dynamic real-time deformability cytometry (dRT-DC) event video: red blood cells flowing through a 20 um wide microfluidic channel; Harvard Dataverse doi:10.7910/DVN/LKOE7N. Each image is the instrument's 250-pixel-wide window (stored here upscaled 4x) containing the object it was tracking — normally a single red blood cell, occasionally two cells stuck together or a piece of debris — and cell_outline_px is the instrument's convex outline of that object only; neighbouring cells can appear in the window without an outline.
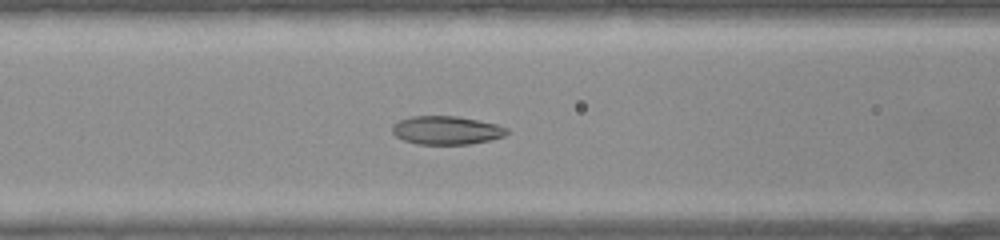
{"species": "common noctule bat (a hibernating species)", "species_latin": "Nyctalus noctula", "temperature_condition": "warm", "stored_images_in_passage": 32, "camera_frame_rate_fps": 3000, "um_per_image_px": 0.085, "animal": {"sex": "female", "body_mass_g": 22.0, "forearm_length_mm": 56.7}, "frame": {"image": 1, "passage_image": 8, "time_ms": 2.333, "image_size_px": [1000, 240], "cell_outline_px": [[508, 132], [504, 136], [472, 144], [416, 144], [404, 140], [396, 136], [392, 132], [392, 124], [400, 120], [412, 116], [456, 116], [496, 124], [508, 128]], "centroid_in_image_um": [37.93, 11.07], "position_along_channel_um": 128.7, "area_um2": 18.9}}
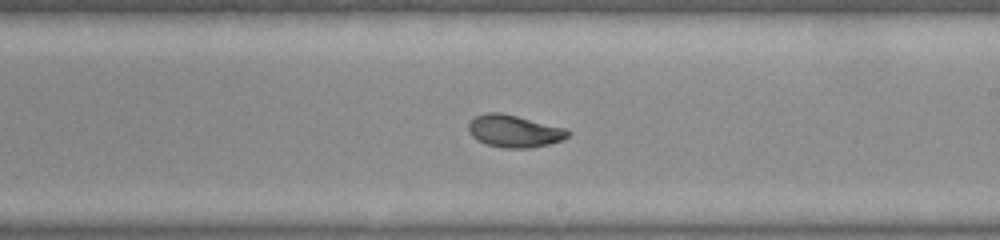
{"frame": {"image": 2, "passage_image": 15, "time_ms": 4.667, "image_size_px": [1000, 240], "cell_outline_px": [[572, 132], [564, 140], [532, 148], [504, 148], [484, 144], [476, 140], [468, 132], [468, 124], [476, 116], [484, 112], [500, 112], [564, 128]], "centroid_in_image_um": [43.68, 11.16], "position_along_channel_um": 245.3, "area_um2": 18.79}}
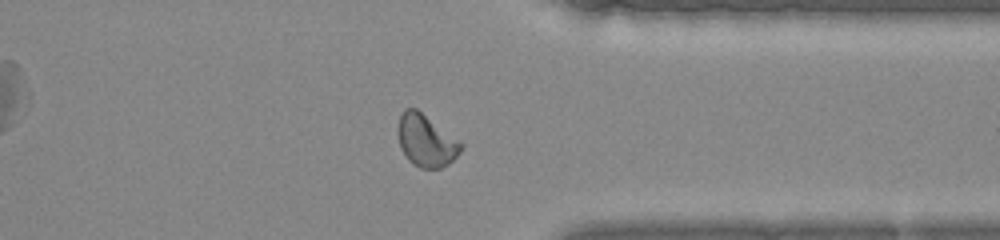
{"frame": {"image": 3, "passage_image": 23, "time_ms": 7.333, "image_size_px": [1000, 240], "cell_outline_px": [[464, 144], [460, 152], [448, 164], [440, 168], [420, 168], [412, 164], [408, 160], [400, 148], [396, 132], [396, 128], [400, 116], [404, 108], [416, 108], [460, 140]], "centroid_in_image_um": [36.19, 11.94], "position_along_channel_um": 375.2, "area_um2": 19.42}}